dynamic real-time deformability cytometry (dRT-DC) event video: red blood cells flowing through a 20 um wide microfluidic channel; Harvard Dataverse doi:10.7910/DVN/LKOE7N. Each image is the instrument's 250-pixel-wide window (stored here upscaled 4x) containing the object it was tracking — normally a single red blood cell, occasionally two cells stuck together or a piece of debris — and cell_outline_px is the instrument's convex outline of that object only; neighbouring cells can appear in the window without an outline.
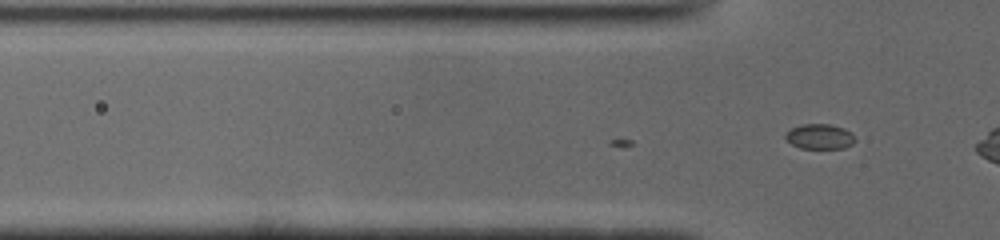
{"species": "common noctule bat (a hibernating species)", "species_latin": "Nyctalus noctula", "temperature_condition": "cold", "stored_images_in_passage": 13, "camera_frame_rate_fps": 3000, "um_per_image_px": 0.085, "animal": {"sex": "male", "body_mass_g": 19.0, "forearm_length_mm": 50.8}, "frame": {"image": 1, "passage_image": 13, "time_ms": 4.0, "image_size_px": [1000, 240], "cell_outline_px": [[856, 140], [852, 144], [844, 148], [800, 148], [792, 144], [784, 136], [792, 128], [800, 124], [828, 124], [844, 128], [852, 132]], "centroid_in_image_um": [69.71, 11.6], "position_along_channel_um": 56.1, "area_um2": 10.12}}